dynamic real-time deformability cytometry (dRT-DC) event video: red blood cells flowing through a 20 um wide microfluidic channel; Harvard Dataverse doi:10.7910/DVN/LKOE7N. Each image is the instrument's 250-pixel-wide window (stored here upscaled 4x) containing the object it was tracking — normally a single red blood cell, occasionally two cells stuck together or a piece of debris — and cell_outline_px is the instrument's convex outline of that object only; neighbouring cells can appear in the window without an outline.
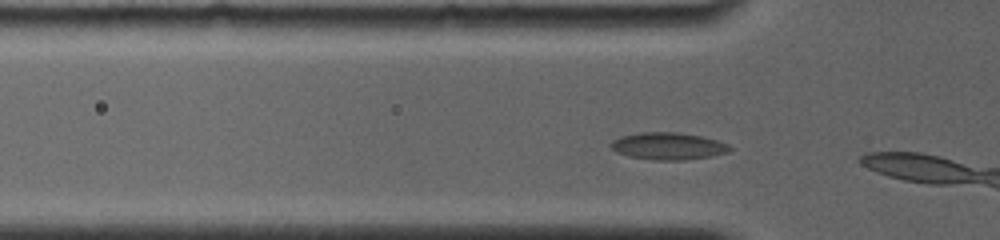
{"species": "common noctule bat (a hibernating species)", "species_latin": "Nyctalus noctula", "temperature_condition": "room temperature", "stored_images_in_passage": 6, "camera_frame_rate_fps": 4000, "um_per_image_px": 0.085, "animal": {"sex": "female", "body_mass_g": 19.0, "forearm_length_mm": 56.7}, "frame": {"image": 1, "passage_image": 3, "time_ms": 0.5, "image_size_px": [1000, 240], "cell_outline_px": [[732, 148], [728, 152], [712, 156], [684, 160], [656, 160], [628, 156], [616, 152], [608, 144], [612, 140], [620, 136], [640, 132], [676, 132], [704, 136], [728, 144]], "centroid_in_image_um": [56.78, 12.41], "position_along_channel_um": 69.0, "area_um2": 18.96}}